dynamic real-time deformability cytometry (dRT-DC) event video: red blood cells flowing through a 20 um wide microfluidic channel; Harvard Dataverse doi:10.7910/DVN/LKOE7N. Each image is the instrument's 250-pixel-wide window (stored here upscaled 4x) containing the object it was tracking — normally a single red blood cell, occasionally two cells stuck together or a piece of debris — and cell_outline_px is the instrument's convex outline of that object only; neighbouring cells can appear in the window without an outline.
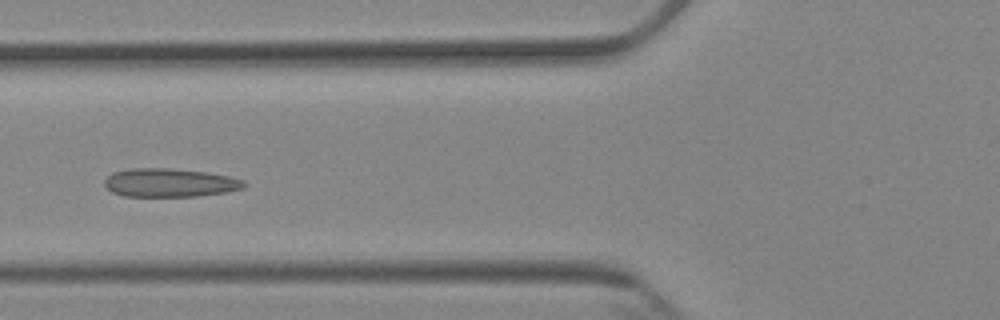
{"species": "Egyptian fruit bat (a non-hibernating species)", "species_latin": "Rousettus aegyptiacus", "temperature_condition": "cold", "stored_images_in_passage": 6, "camera_frame_rate_fps": 3000, "um_per_image_px": 0.085, "animal": {"sex": "female"}, "frame": {"image": 1, "passage_image": 5, "time_ms": 4.667, "image_size_px": [1000, 320], "cell_outline_px": [[248, 184], [244, 188], [224, 192], [196, 196], [124, 196], [112, 192], [104, 184], [104, 180], [112, 172], [128, 168], [168, 168], [204, 172], [228, 176], [244, 180]], "centroid_in_image_um": [14.41, 15.52], "position_along_channel_um": 111.4, "area_um2": 23.12}}
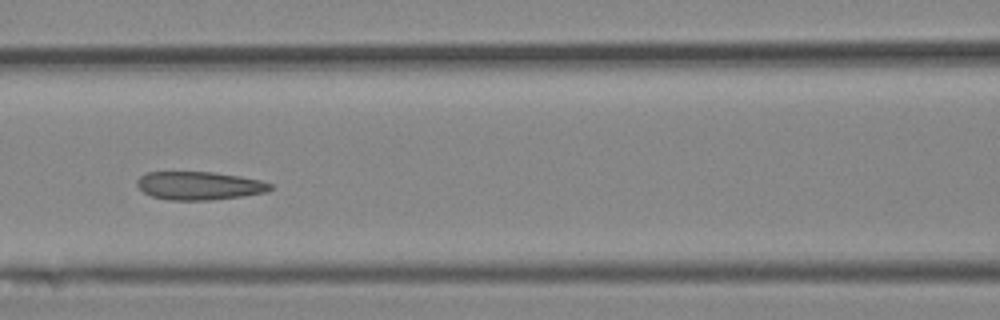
{"frame": {"image": 2, "passage_image": 6, "time_ms": 5.667, "image_size_px": [1000, 320], "cell_outline_px": [[272, 188], [268, 192], [240, 196], [208, 200], [172, 200], [152, 196], [144, 192], [136, 184], [136, 180], [140, 176], [148, 172], [212, 172], [240, 176], [260, 180], [272, 184]], "centroid_in_image_um": [16.94, 15.78], "position_along_channel_um": 149.7, "area_um2": 21.79}}